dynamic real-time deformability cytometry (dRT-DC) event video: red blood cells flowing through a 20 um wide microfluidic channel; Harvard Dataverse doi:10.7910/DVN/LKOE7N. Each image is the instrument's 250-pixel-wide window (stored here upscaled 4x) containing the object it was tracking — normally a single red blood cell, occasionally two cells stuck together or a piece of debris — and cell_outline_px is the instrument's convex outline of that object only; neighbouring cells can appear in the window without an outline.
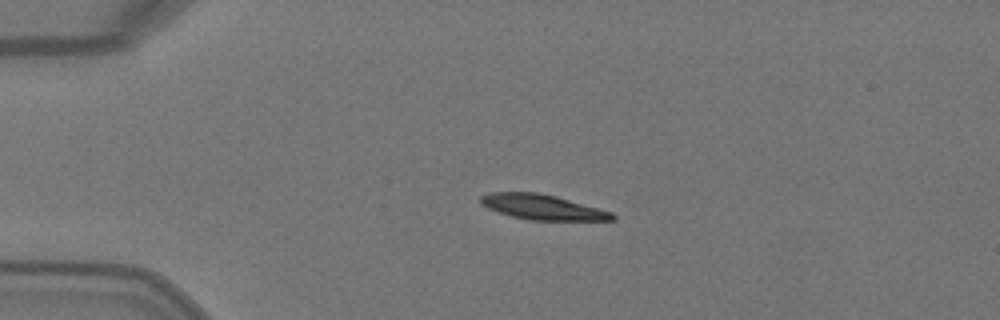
{"species": "Egyptian fruit bat (a non-hibernating species)", "species_latin": "Rousettus aegyptiacus", "temperature_condition": "warm", "stored_images_in_passage": 1, "camera_frame_rate_fps": 3000, "um_per_image_px": 0.085, "animal": {"sex": "female"}, "frame": {"image": 1, "passage_image": 1, "time_ms": 0.0, "image_size_px": [1000, 320], "cell_outline_px": [[616, 220], [528, 220], [512, 216], [488, 208], [480, 204], [480, 196], [492, 192], [540, 192], [556, 196], [612, 212], [616, 216]], "centroid_in_image_um": [46.1, 17.6], "position_along_channel_um": 38.9, "area_um2": 19.19}}